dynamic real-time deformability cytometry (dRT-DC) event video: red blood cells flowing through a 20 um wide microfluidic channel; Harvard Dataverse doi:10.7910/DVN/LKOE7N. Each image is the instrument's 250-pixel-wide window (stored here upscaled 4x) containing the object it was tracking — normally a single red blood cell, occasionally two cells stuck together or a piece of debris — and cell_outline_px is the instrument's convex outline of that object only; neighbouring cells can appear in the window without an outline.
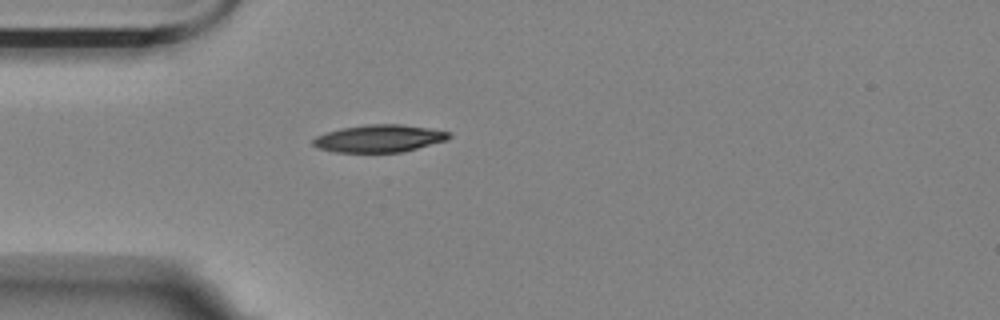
{"species": "Egyptian fruit bat (a non-hibernating species)", "species_latin": "Rousettus aegyptiacus", "temperature_condition": "room temperature", "stored_images_in_passage": 1, "camera_frame_rate_fps": 3000, "um_per_image_px": 0.085, "animal": {"sex": "female"}, "frame": {"image": 1, "passage_image": 1, "time_ms": 0.0, "image_size_px": [1000, 320], "cell_outline_px": [[452, 136], [448, 140], [404, 152], [336, 152], [316, 148], [312, 144], [312, 140], [316, 136], [340, 128], [364, 124], [400, 124], [428, 128], [452, 132]], "centroid_in_image_um": [32.25, 11.77], "position_along_channel_um": 52.7, "area_um2": 21.96}}